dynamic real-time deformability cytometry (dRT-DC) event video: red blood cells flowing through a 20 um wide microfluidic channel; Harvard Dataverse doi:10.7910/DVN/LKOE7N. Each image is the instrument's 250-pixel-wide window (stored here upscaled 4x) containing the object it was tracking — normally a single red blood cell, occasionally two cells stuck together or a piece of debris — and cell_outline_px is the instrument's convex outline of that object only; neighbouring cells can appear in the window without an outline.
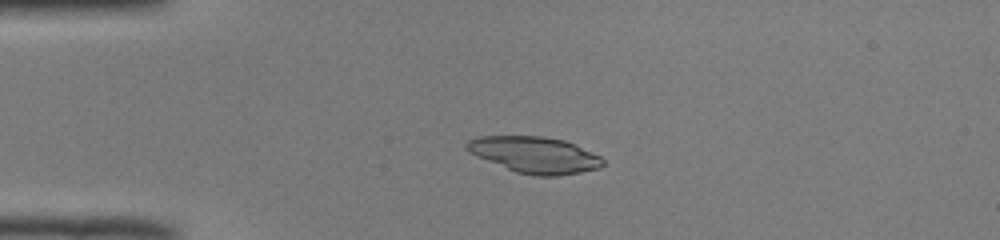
{"species": "common noctule bat (a hibernating species)", "species_latin": "Nyctalus noctula", "temperature_condition": "room temperature", "stored_images_in_passage": 46, "camera_frame_rate_fps": 3000, "um_per_image_px": 0.085, "animal": {"sex": "male", "body_mass_g": 19.0, "forearm_length_mm": 50.8}, "frame": {"image": 1, "passage_image": 7, "time_ms": 2.0, "image_size_px": [1000, 240], "cell_outline_px": [[604, 164], [600, 168], [580, 172], [556, 176], [536, 176], [516, 172], [476, 156], [468, 152], [464, 148], [464, 144], [468, 140], [480, 136], [540, 136], [564, 140], [576, 144], [600, 156], [604, 160]], "centroid_in_image_um": [45.44, 13.16], "position_along_channel_um": 39.6, "area_um2": 28.9}}
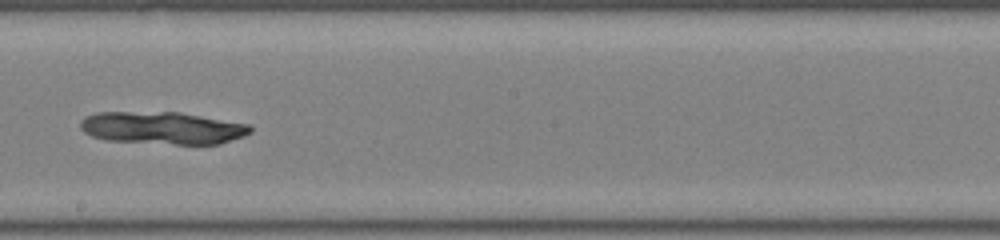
{"frame": {"image": 2, "passage_image": 24, "time_ms": 7.667, "image_size_px": [1000, 240], "cell_outline_px": [[252, 132], [244, 136], [220, 144], [176, 144], [108, 140], [92, 136], [84, 132], [80, 128], [80, 120], [84, 116], [96, 112], [180, 112], [248, 124], [252, 128]], "centroid_in_image_um": [13.8, 10.87], "position_along_channel_um": 234.4, "area_um2": 32.14}}
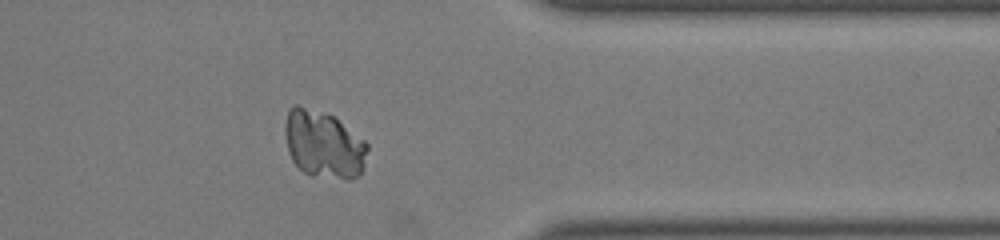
{"frame": {"image": 3, "passage_image": 36, "time_ms": 11.667, "image_size_px": [1000, 240], "cell_outline_px": [[368, 148], [364, 168], [356, 176], [348, 180], [312, 176], [304, 172], [292, 160], [288, 152], [284, 132], [284, 124], [288, 108], [292, 104], [296, 104], [332, 116], [364, 140], [368, 144]], "centroid_in_image_um": [27.48, 12.29], "position_along_channel_um": 383.9, "area_um2": 32.43}}